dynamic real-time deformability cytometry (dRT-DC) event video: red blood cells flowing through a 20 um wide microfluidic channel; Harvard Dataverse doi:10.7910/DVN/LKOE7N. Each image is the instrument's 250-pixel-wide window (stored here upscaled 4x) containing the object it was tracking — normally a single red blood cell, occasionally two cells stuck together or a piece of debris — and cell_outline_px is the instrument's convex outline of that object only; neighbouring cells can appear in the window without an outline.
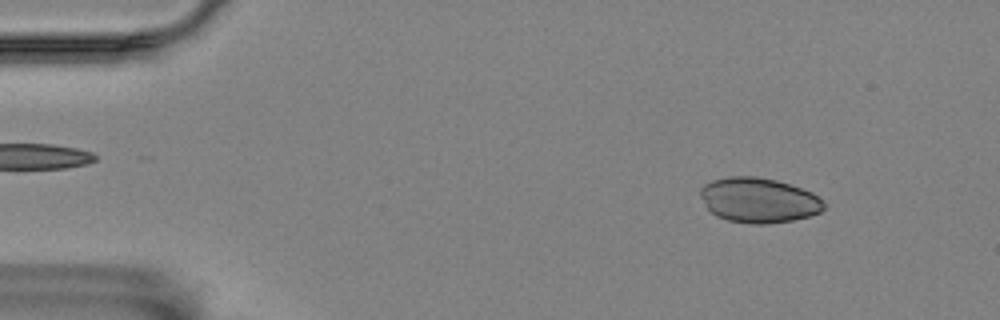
{"species": "Egyptian fruit bat (a non-hibernating species)", "species_latin": "Rousettus aegyptiacus", "temperature_condition": "room temperature", "stored_images_in_passage": 54, "camera_frame_rate_fps": 3000, "um_per_image_px": 0.085, "animal": {"sex": "female"}, "frame": {"image": 1, "passage_image": 4, "time_ms": 1.0, "image_size_px": [1000, 320], "cell_outline_px": [[824, 208], [820, 212], [808, 216], [792, 220], [768, 224], [752, 224], [728, 220], [716, 216], [708, 208], [700, 196], [700, 188], [704, 184], [712, 180], [728, 176], [756, 176], [776, 180], [812, 192], [824, 204]], "centroid_in_image_um": [64.45, 17.01], "position_along_channel_um": 20.5, "area_um2": 32.19}}
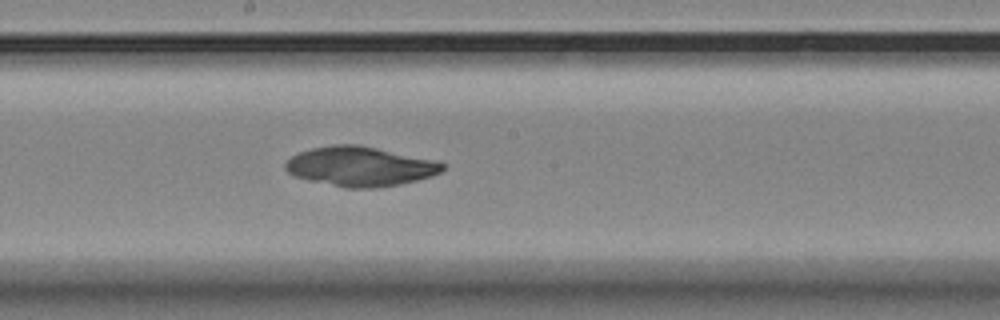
{"frame": {"image": 2, "passage_image": 28, "time_ms": 9.0, "image_size_px": [1000, 320], "cell_outline_px": [[444, 168], [440, 172], [432, 176], [400, 184], [380, 188], [344, 188], [308, 180], [296, 176], [288, 172], [284, 168], [284, 164], [292, 156], [300, 152], [312, 148], [332, 144], [360, 144], [432, 160], [444, 164]], "centroid_in_image_um": [30.58, 14.15], "position_along_channel_um": 217.6, "area_um2": 36.13}}
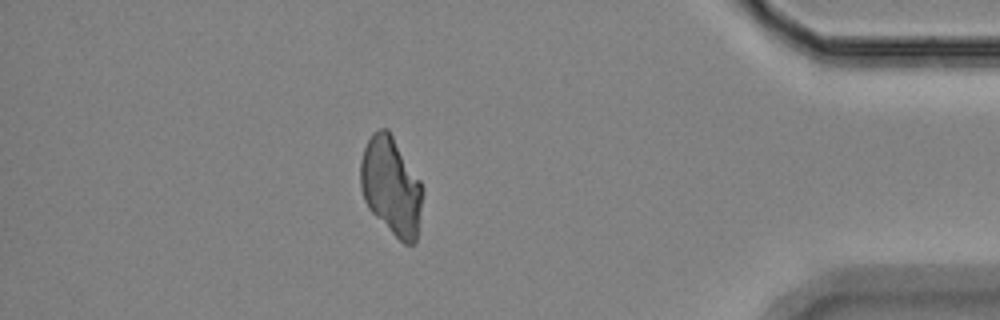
{"frame": {"image": 3, "passage_image": 47, "time_ms": 15.333, "image_size_px": [1000, 320], "cell_outline_px": [[424, 192], [416, 244], [404, 244], [368, 208], [364, 200], [360, 188], [360, 160], [364, 148], [372, 132], [380, 128], [388, 128], [420, 180], [424, 188]], "centroid_in_image_um": [33.26, 15.81], "position_along_channel_um": 401.9, "area_um2": 35.66}}